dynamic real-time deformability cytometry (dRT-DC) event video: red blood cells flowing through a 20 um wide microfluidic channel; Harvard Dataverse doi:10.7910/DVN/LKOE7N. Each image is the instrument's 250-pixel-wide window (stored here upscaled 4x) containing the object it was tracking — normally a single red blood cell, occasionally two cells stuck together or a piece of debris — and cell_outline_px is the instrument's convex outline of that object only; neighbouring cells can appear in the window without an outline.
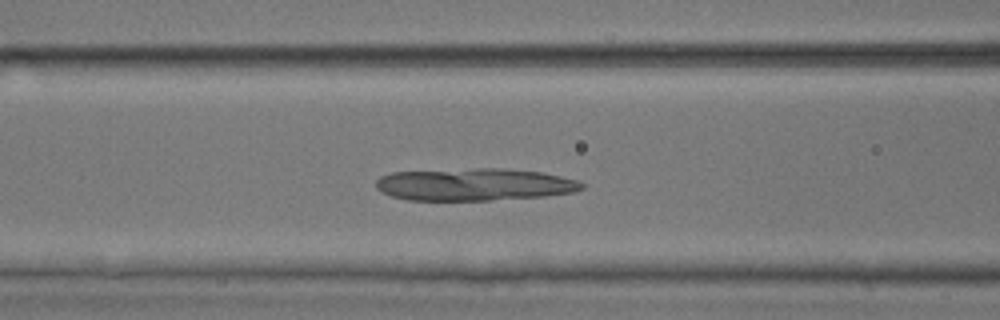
{"species": "common noctule bat (a hibernating species)", "species_latin": "Nyctalus noctula", "temperature_condition": "room temperature", "stored_images_in_passage": 47, "camera_frame_rate_fps": 3000, "um_per_image_px": 0.085, "animal": {"sex": "male", "body_mass_g": 17.9, "forearm_length_mm": 54.2}, "frame": {"image": 1, "passage_image": 17, "time_ms": 5.333, "image_size_px": [1000, 320], "cell_outline_px": [[584, 188], [576, 192], [544, 196], [492, 200], [408, 200], [392, 196], [376, 188], [376, 180], [380, 176], [392, 172], [476, 168], [504, 168], [544, 172], [580, 180], [584, 184]], "centroid_in_image_um": [40.38, 15.67], "position_along_channel_um": 126.2, "area_um2": 39.13}}
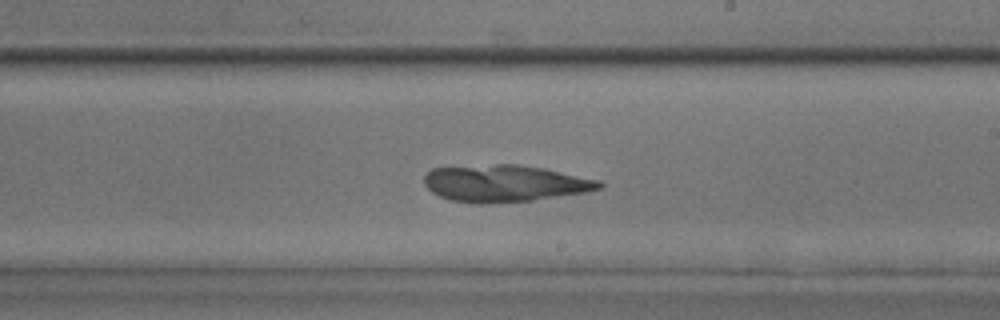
{"frame": {"image": 2, "passage_image": 26, "time_ms": 8.333, "image_size_px": [1000, 320], "cell_outline_px": [[604, 188], [584, 192], [532, 200], [488, 204], [476, 204], [452, 200], [440, 196], [432, 192], [424, 184], [424, 176], [432, 168], [496, 164], [516, 164], [544, 168], [600, 180], [604, 184]], "centroid_in_image_um": [42.91, 15.59], "position_along_channel_um": 246.1, "area_um2": 37.63}}
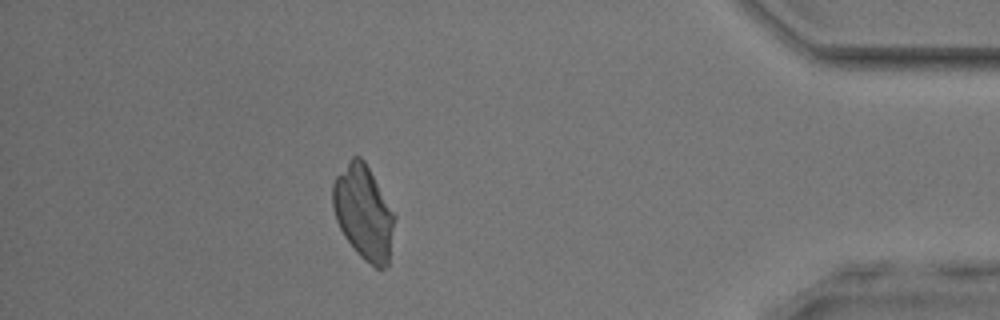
{"frame": {"image": 3, "passage_image": 41, "time_ms": 13.333, "image_size_px": [1000, 320], "cell_outline_px": [[396, 216], [388, 268], [376, 268], [364, 260], [356, 252], [344, 236], [336, 220], [332, 208], [332, 184], [336, 176], [352, 156], [360, 156], [364, 160], [396, 212]], "centroid_in_image_um": [30.93, 18.07], "position_along_channel_um": 404.3, "area_um2": 34.45}}